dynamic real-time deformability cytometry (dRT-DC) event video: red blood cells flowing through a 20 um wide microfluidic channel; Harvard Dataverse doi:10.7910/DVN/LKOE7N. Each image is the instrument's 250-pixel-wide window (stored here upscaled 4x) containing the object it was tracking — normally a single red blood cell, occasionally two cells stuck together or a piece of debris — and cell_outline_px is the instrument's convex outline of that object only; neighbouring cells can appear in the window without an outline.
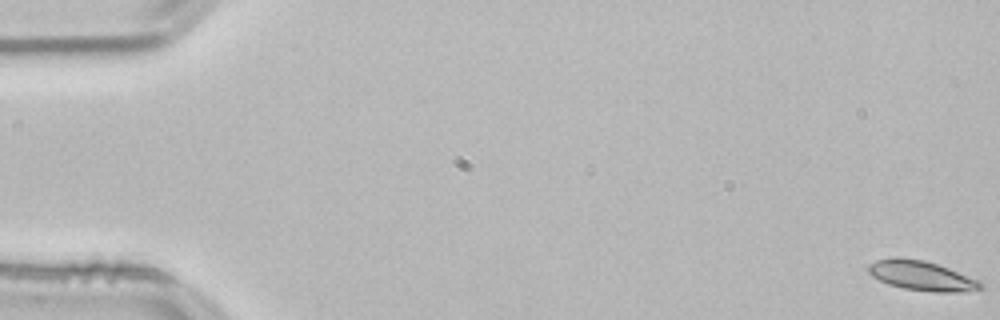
{"species": "common noctule bat (a hibernating species)", "species_latin": "Nyctalus noctula", "temperature_condition": "room temperature", "stored_images_in_passage": 54, "camera_frame_rate_fps": 3000, "um_per_image_px": 0.085, "animal": {"sex": "male", "body_mass_g": 21.5, "forearm_length_mm": 52.0}, "frame": {"image": 1, "passage_image": 1, "time_ms": 0.0, "image_size_px": [1000, 320], "cell_outline_px": [[984, 288], [956, 292], [932, 292], [904, 288], [888, 284], [872, 276], [868, 272], [868, 264], [876, 260], [896, 256], [924, 260], [948, 268], [980, 280], [984, 284]], "centroid_in_image_um": [78.33, 23.42], "position_along_channel_um": 6.7, "area_um2": 19.42}}
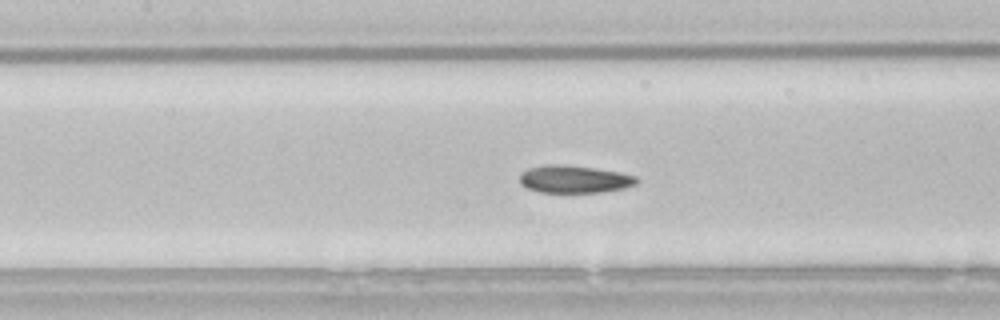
{"frame": {"image": 2, "passage_image": 25, "time_ms": 8.0, "image_size_px": [1000, 320], "cell_outline_px": [[640, 180], [636, 184], [624, 188], [604, 192], [540, 192], [528, 188], [520, 184], [520, 172], [528, 168], [544, 164], [564, 164], [620, 172], [636, 176]], "centroid_in_image_um": [48.81, 15.22], "position_along_channel_um": 158.6, "area_um2": 18.9}}
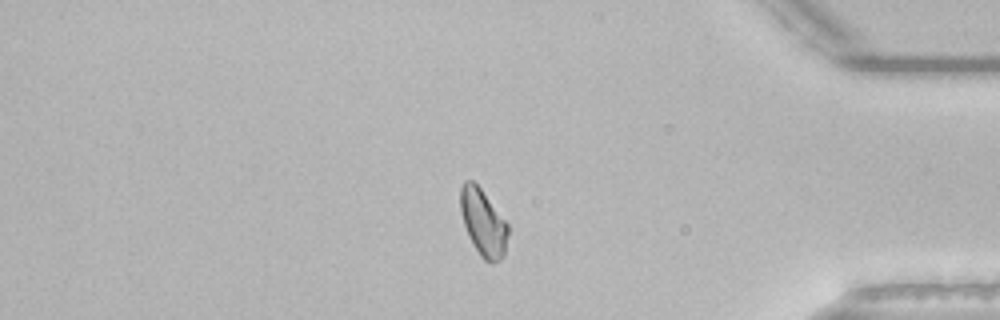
{"frame": {"image": 3, "passage_image": 46, "time_ms": 15.0, "image_size_px": [1000, 320], "cell_outline_px": [[508, 232], [504, 256], [500, 260], [492, 264], [484, 260], [480, 256], [472, 244], [468, 236], [460, 212], [460, 188], [464, 180], [472, 180], [480, 188], [508, 224]], "centroid_in_image_um": [41.05, 18.95], "position_along_channel_um": 394.1, "area_um2": 18.55}, "authors_computed_cell_mechanics": {"area_um2": 18.7272, "velocity_mm_per_s": 3.7934, "shape_relaxation_time_tau1_ms": 7.8163, "shape_relaxation_time_tau2_ms": 4.2724, "deformation_change_tau1": 0.1708, "deformation_change_tau2": 0.0929}}